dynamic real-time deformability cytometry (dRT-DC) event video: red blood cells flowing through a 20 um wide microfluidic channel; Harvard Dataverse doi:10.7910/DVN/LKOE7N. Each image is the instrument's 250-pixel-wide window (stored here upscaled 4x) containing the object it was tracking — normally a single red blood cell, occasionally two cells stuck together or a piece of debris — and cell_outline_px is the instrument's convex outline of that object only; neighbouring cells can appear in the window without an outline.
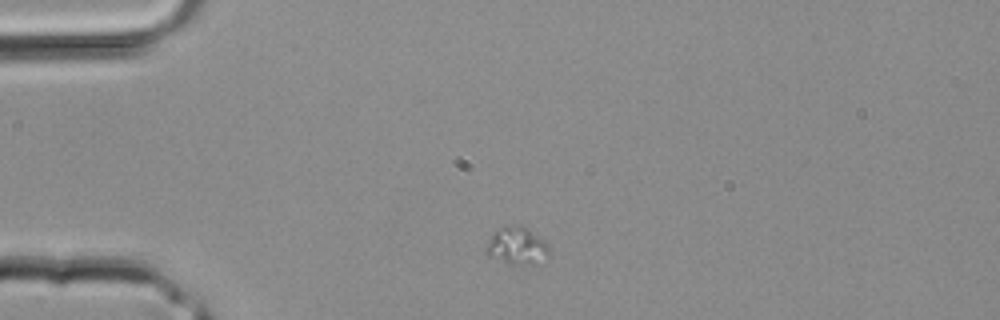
{"species": "common noctule bat (a hibernating species)", "species_latin": "Nyctalus noctula", "temperature_condition": "room temperature", "stored_images_in_passage": 3, "camera_frame_rate_fps": 3000, "um_per_image_px": 0.085, "animal": {"sex": "male", "body_mass_g": 20.4}, "frame": {"image": 1, "passage_image": 2, "time_ms": 0.333, "image_size_px": [1000, 320], "cell_outline_px": [[548, 260], [544, 264], [508, 264], [484, 256], [484, 248], [492, 232], [500, 228], [512, 224], [520, 224], [528, 228], [544, 240], [548, 244]], "centroid_in_image_um": [43.91, 20.92], "position_along_channel_um": 41.1, "area_um2": 14.51}}